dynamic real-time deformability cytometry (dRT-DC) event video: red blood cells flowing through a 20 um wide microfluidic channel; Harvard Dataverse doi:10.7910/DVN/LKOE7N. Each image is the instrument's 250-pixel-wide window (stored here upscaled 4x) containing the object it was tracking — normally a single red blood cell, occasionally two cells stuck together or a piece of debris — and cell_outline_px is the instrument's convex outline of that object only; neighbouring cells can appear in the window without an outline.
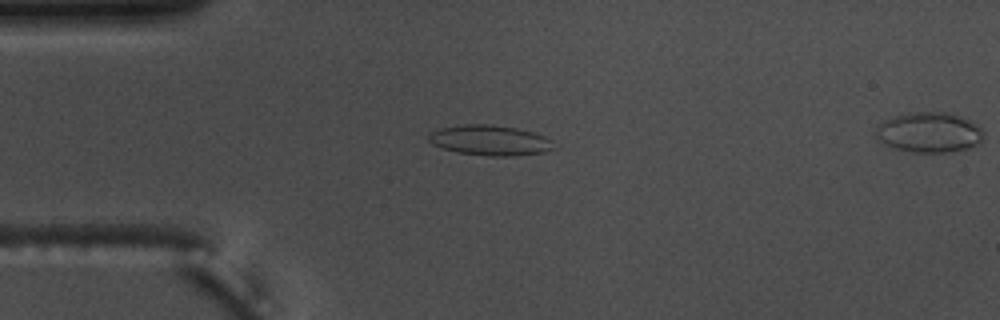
{"species": "common noctule bat (a hibernating species)", "species_latin": "Nyctalus noctula", "temperature_condition": "warm", "stored_images_in_passage": 54, "segment_of_instrument_passage": [1, 2], "camera_frame_rate_fps": 3000, "um_per_image_px": 0.085, "animal": {"sex": "male", "body_mass_g": 17.5, "forearm_length_mm": 52.3}, "frame": {"image": 1, "passage_image": 13, "time_ms": 4.0, "image_size_px": [1000, 320], "cell_outline_px": [[556, 148], [544, 152], [512, 156], [492, 156], [456, 152], [432, 144], [428, 140], [428, 136], [432, 132], [440, 128], [464, 124], [492, 124], [516, 128], [532, 132], [544, 136], [552, 140]], "centroid_in_image_um": [41.67, 11.92], "position_along_channel_um": 43.3, "area_um2": 22.02}}
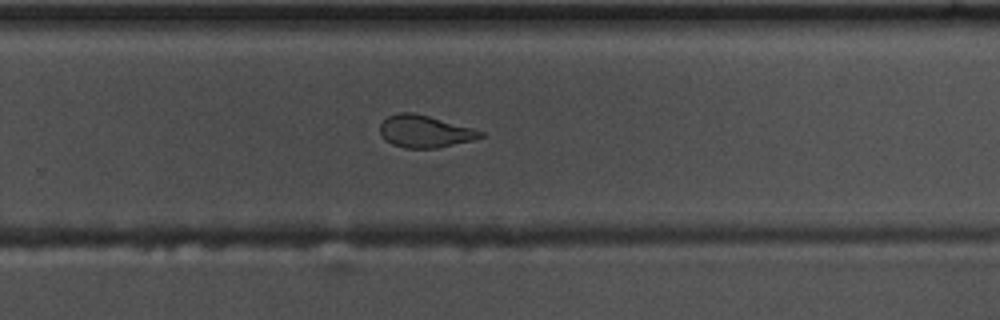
{"frame": {"image": 2, "passage_image": 35, "time_ms": 11.333, "image_size_px": [1000, 320], "cell_outline_px": [[484, 136], [472, 140], [436, 148], [404, 148], [392, 144], [384, 140], [380, 132], [380, 124], [388, 116], [400, 112], [412, 112], [428, 116], [472, 128], [484, 132]], "centroid_in_image_um": [36.07, 11.17], "position_along_channel_um": 293.7, "area_um2": 18.67}}
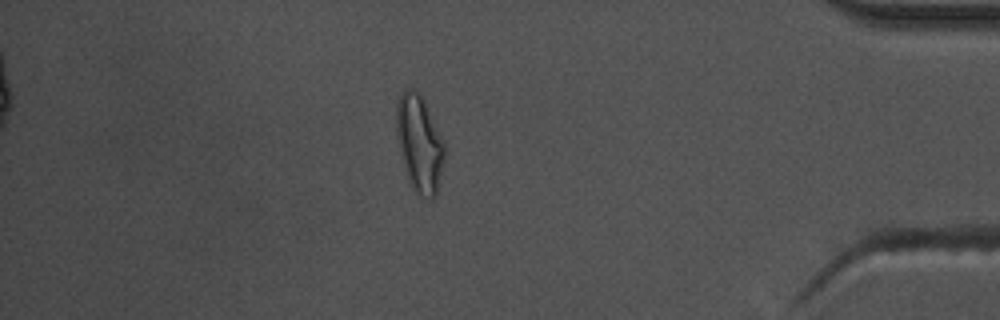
{"frame": {"image": 3, "passage_image": 47, "time_ms": 15.333, "image_size_px": [1000, 320], "cell_outline_px": [[444, 156], [436, 196], [432, 200], [428, 200], [412, 192], [408, 184], [396, 140], [396, 104], [400, 92], [408, 88], [412, 88], [424, 100], [444, 144]], "centroid_in_image_um": [35.6, 12.27], "position_along_channel_um": 399.6, "area_um2": 27.46}}